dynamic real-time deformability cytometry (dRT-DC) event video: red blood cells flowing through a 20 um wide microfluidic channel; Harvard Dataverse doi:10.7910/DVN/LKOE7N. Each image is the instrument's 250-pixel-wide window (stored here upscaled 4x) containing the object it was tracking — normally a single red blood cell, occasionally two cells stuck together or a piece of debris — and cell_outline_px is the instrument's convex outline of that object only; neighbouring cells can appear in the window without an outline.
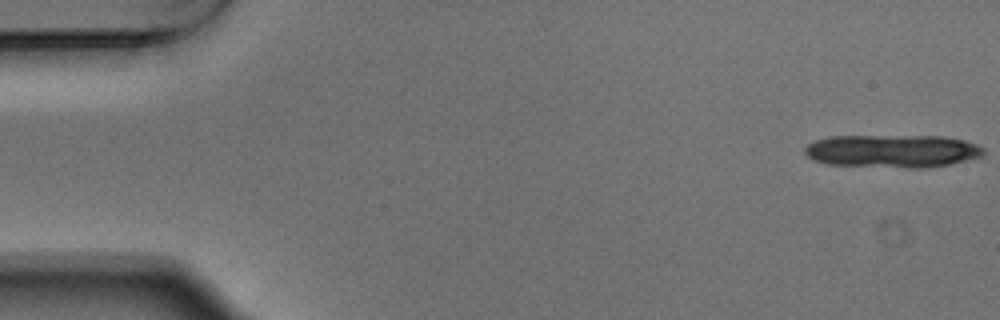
{"species": "Egyptian fruit bat (a non-hibernating species)", "species_latin": "Rousettus aegyptiacus", "temperature_condition": "warm", "stored_images_in_passage": 17, "camera_frame_rate_fps": 3000, "um_per_image_px": 0.085, "animal": {"sex": "male"}, "frame": {"image": 1, "passage_image": 1, "time_ms": 0.0, "image_size_px": [1000, 320], "cell_outline_px": [[984, 156], [948, 164], [924, 168], [908, 168], [828, 164], [812, 160], [804, 152], [804, 148], [808, 144], [816, 140], [832, 136], [944, 136], [964, 140], [976, 144], [984, 148]], "centroid_in_image_um": [75.86, 12.84], "position_along_channel_um": 9.1, "area_um2": 34.39}}